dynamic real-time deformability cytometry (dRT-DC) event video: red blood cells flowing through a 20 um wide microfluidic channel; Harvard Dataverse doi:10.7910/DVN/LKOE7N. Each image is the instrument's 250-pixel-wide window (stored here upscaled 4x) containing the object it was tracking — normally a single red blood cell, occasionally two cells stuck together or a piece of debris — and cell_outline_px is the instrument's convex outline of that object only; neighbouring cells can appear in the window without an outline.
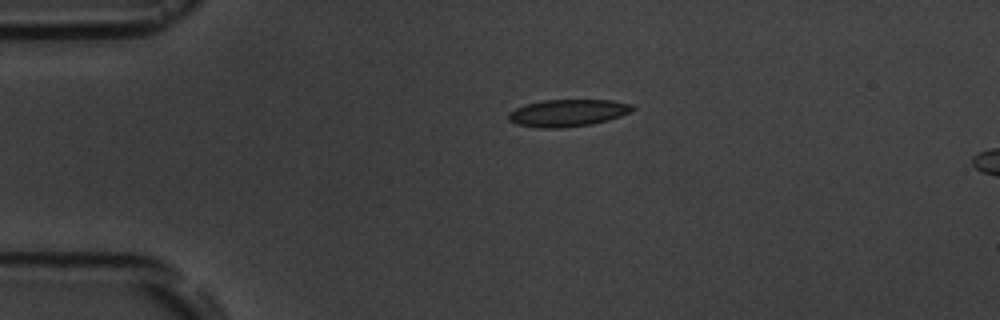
{"species": "common noctule bat (a hibernating species)", "species_latin": "Nyctalus noctula", "temperature_condition": "room temperature", "stored_images_in_passage": 3, "segment_of_instrument_passage": [1, 2], "camera_frame_rate_fps": 3000, "um_per_image_px": 0.085, "animal": {"sex": "male", "body_mass_g": 19.5, "forearm_length_mm": 54.6}, "frame": {"image": 1, "passage_image": 1, "time_ms": 0.0, "image_size_px": [1000, 320], "cell_outline_px": [[636, 108], [620, 116], [608, 120], [592, 124], [564, 128], [540, 128], [516, 124], [508, 120], [508, 112], [516, 108], [528, 104], [544, 100], [612, 100], [632, 104]], "centroid_in_image_um": [48.25, 9.6], "position_along_channel_um": 36.7, "area_um2": 19.59}}